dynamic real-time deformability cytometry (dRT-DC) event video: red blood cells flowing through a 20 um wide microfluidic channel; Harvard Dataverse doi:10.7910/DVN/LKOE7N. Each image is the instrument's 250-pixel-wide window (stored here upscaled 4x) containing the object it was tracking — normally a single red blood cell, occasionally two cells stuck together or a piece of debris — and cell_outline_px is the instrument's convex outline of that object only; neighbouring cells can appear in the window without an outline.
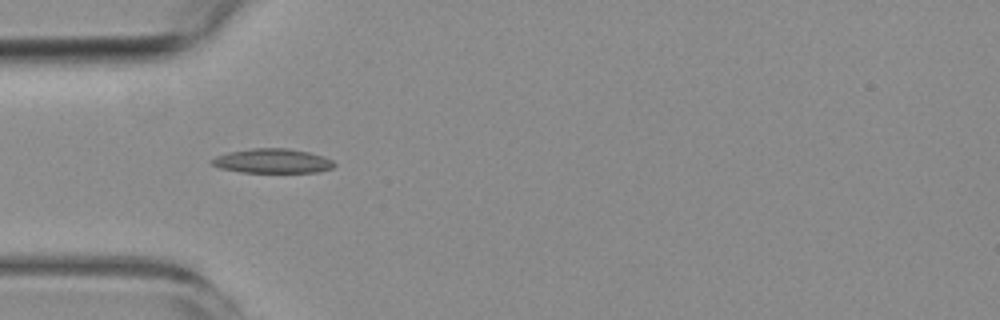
{"species": "common noctule bat (a hibernating species)", "species_latin": "Nyctalus noctula", "temperature_condition": "room temperature", "stored_images_in_passage": 8, "camera_frame_rate_fps": 3000, "um_per_image_px": 0.085, "animal": {"sex": "female", "body_mass_g": 19.3, "forearm_length_mm": 54.1}, "frame": {"image": 1, "passage_image": 4, "time_ms": 3.333, "image_size_px": [1000, 320], "cell_outline_px": [[336, 164], [332, 168], [320, 172], [240, 172], [220, 168], [212, 164], [208, 160], [216, 156], [228, 152], [252, 148], [288, 148], [308, 152], [324, 156], [332, 160]], "centroid_in_image_um": [23.15, 13.68], "position_along_channel_um": 61.8, "area_um2": 17.51}}
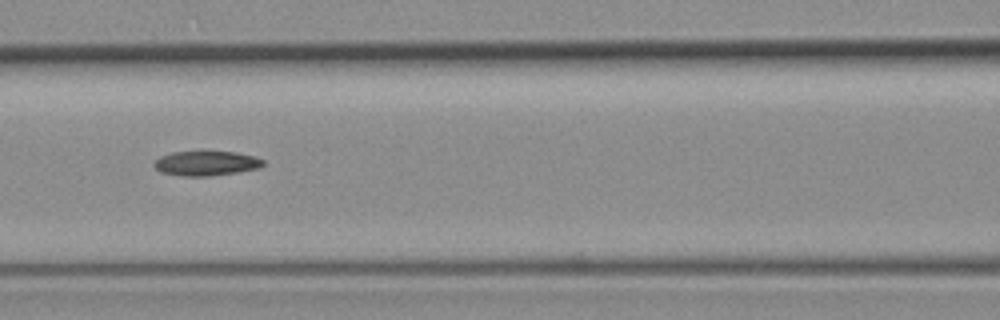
{"frame": {"image": 2, "passage_image": 6, "time_ms": 5.667, "image_size_px": [1000, 320], "cell_outline_px": [[264, 164], [260, 168], [236, 172], [208, 176], [180, 176], [160, 172], [152, 164], [160, 156], [172, 152], [236, 152], [256, 156], [264, 160]], "centroid_in_image_um": [17.53, 13.88], "position_along_channel_um": 149.1, "area_um2": 15.66}}
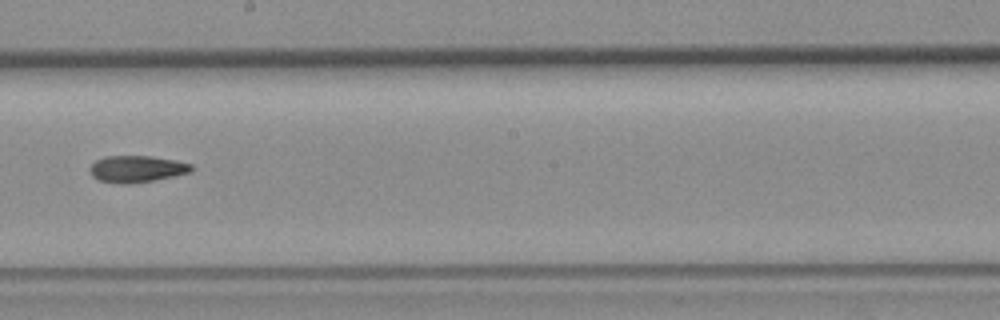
{"frame": {"image": 3, "passage_image": 8, "time_ms": 8.0, "image_size_px": [1000, 320], "cell_outline_px": [[192, 172], [152, 180], [128, 184], [124, 184], [100, 180], [92, 176], [88, 168], [96, 160], [104, 156], [152, 156], [176, 160], [192, 164]], "centroid_in_image_um": [11.61, 14.34], "position_along_channel_um": 236.6, "area_um2": 15.72}}